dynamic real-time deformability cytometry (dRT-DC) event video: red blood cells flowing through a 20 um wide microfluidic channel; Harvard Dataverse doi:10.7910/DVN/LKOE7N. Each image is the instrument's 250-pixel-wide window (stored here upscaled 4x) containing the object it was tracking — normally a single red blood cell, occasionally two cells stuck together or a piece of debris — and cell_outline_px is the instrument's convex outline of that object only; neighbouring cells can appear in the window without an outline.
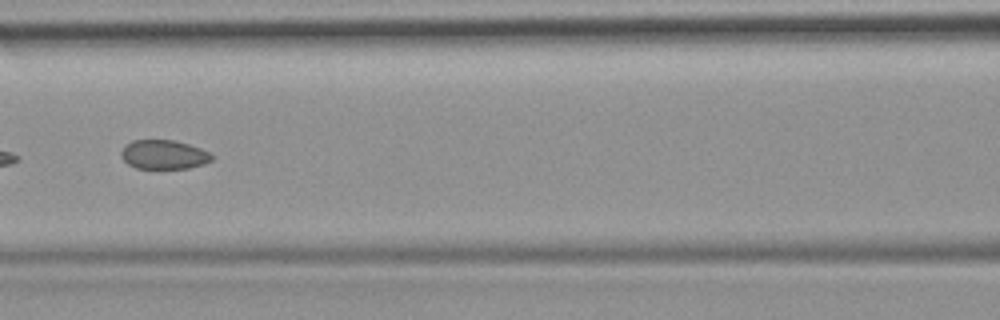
{"species": "common noctule bat (a hibernating species)", "species_latin": "Nyctalus noctula", "temperature_condition": "room temperature", "stored_images_in_passage": 7, "camera_frame_rate_fps": 3000, "um_per_image_px": 0.085, "animal": {"sex": "female", "body_mass_g": 19.9}, "frame": {"image": 1, "passage_image": 6, "time_ms": 5.667, "image_size_px": [1000, 320], "cell_outline_px": [[212, 160], [204, 164], [188, 168], [136, 168], [128, 164], [120, 156], [120, 152], [124, 144], [132, 140], [172, 140], [188, 144], [200, 148], [208, 152], [212, 156]], "centroid_in_image_um": [13.88, 13.13], "position_along_channel_um": 152.7, "area_um2": 15.37}}
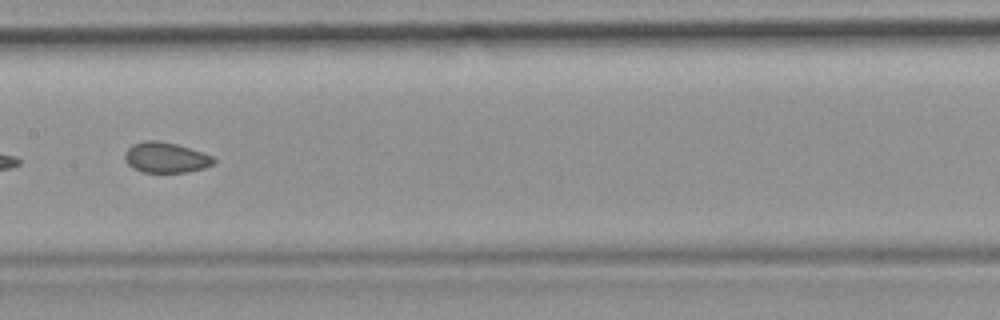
{"frame": {"image": 2, "passage_image": 7, "time_ms": 6.667, "image_size_px": [1000, 320], "cell_outline_px": [[216, 164], [204, 168], [188, 172], [140, 172], [132, 168], [124, 160], [124, 152], [132, 144], [144, 140], [156, 140], [176, 144], [212, 156], [216, 160]], "centroid_in_image_um": [14.06, 13.4], "position_along_channel_um": 193.3, "area_um2": 15.9}}